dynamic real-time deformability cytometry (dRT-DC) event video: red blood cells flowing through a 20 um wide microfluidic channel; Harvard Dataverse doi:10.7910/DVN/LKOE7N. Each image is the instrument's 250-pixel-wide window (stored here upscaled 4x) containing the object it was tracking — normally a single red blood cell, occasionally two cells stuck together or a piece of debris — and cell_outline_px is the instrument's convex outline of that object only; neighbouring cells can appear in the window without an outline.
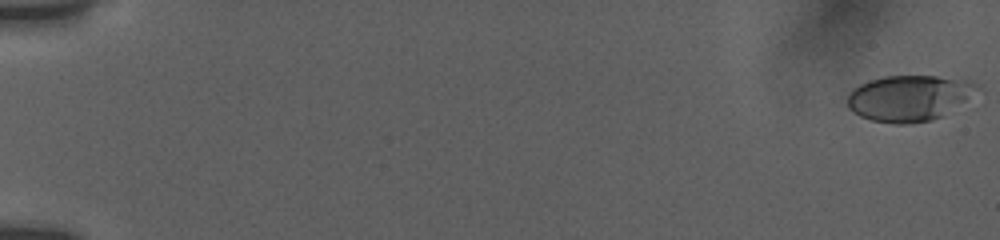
{"species": "human", "species_latin": "Homo sapiens", "temperature_condition": "room temperature", "stored_images_in_passage": 55, "camera_frame_rate_fps": 3000, "um_per_image_px": 0.085, "donor": {"sex": "female"}, "frame": {"image": 1, "passage_image": 1, "time_ms": 0.0, "image_size_px": [1000, 240], "cell_outline_px": [[984, 92], [944, 116], [932, 120], [912, 124], [896, 124], [872, 120], [860, 116], [852, 112], [848, 108], [848, 96], [860, 84], [884, 76], [936, 76], [972, 80], [980, 84], [984, 88]], "centroid_in_image_um": [77.46, 8.34], "position_along_channel_um": 7.5, "area_um2": 35.66}}
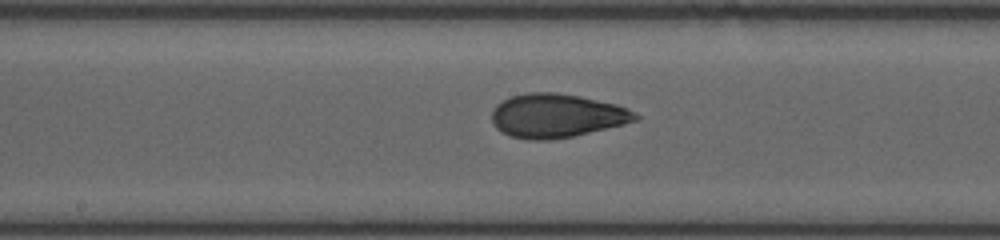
{"frame": {"image": 2, "passage_image": 31, "time_ms": 10.0, "image_size_px": [1000, 240], "cell_outline_px": [[640, 116], [636, 120], [624, 124], [572, 136], [548, 140], [528, 140], [512, 136], [500, 132], [492, 124], [492, 112], [496, 104], [512, 96], [528, 92], [556, 92], [580, 96], [616, 104], [628, 108], [636, 112]], "centroid_in_image_um": [47.3, 9.83], "position_along_channel_um": 200.9, "area_um2": 36.65}}
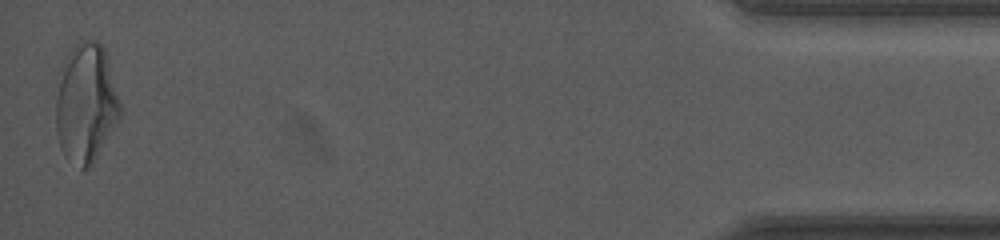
{"frame": {"image": 3, "passage_image": 55, "time_ms": 18.0, "image_size_px": [1000, 240], "cell_outline_px": [[124, 112], [120, 120], [92, 160], [84, 168], [80, 168], [64, 156], [60, 148], [56, 132], [56, 96], [60, 68], [68, 52], [80, 40], [96, 40], [104, 48]], "centroid_in_image_um": [7.3, 8.72], "position_along_channel_um": 427.9, "area_um2": 44.62}, "authors_computed_cell_mechanics": {"area_um2": 35.4892, "velocity_mm_per_s": 3.8289, "shape_relaxation_time_tau1_ms": 4.6228, "shape_relaxation_time_tau2_ms": 1.0252, "deformation_change_tau1": 0.1832, "deformation_change_tau2": 0.0671}}